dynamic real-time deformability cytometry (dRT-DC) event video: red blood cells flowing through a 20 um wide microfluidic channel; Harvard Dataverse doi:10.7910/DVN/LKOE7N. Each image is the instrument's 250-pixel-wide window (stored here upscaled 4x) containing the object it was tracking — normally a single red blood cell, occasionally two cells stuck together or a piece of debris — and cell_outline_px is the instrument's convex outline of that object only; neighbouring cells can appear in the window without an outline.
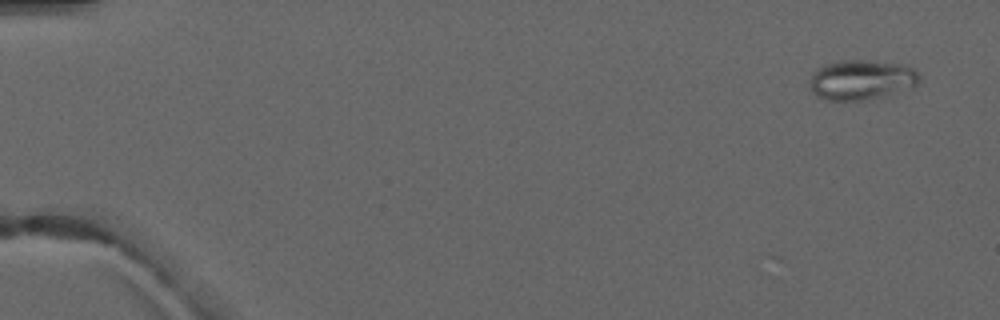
{"species": "common noctule bat (a hibernating species)", "species_latin": "Nyctalus noctula", "temperature_condition": "warm", "stored_images_in_passage": 4, "camera_frame_rate_fps": 3000, "um_per_image_px": 0.085, "animal": {"sex": "male", "forearm_length_mm": 52.5}, "frame": {"image": 1, "passage_image": 1, "time_ms": 0.0, "image_size_px": [1000, 320], "cell_outline_px": [[920, 80], [916, 84], [880, 96], [864, 100], [828, 100], [816, 96], [812, 92], [808, 84], [812, 72], [816, 68], [824, 64], [844, 60], [864, 60], [900, 64], [912, 68], [920, 76]], "centroid_in_image_um": [73.11, 6.77], "position_along_channel_um": 11.9, "area_um2": 25.14}}